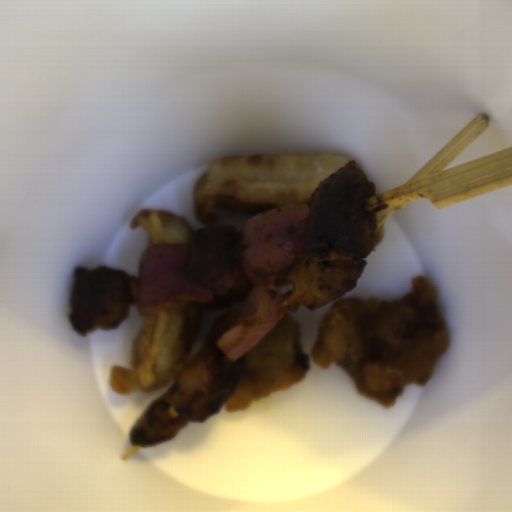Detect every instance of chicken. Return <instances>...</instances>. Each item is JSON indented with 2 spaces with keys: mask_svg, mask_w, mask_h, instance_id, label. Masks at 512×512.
<instances>
[{
  "mask_svg": "<svg viewBox=\"0 0 512 512\" xmlns=\"http://www.w3.org/2000/svg\"><path fill=\"white\" fill-rule=\"evenodd\" d=\"M448 343L437 284L421 273L401 298L355 295L330 302L319 320L311 360L345 370L357 393L386 408L406 387L428 381Z\"/></svg>",
  "mask_w": 512,
  "mask_h": 512,
  "instance_id": "1",
  "label": "chicken"
},
{
  "mask_svg": "<svg viewBox=\"0 0 512 512\" xmlns=\"http://www.w3.org/2000/svg\"><path fill=\"white\" fill-rule=\"evenodd\" d=\"M245 357L246 367L224 404L225 411L236 412L278 389H289L303 379L310 366L299 325L288 314L279 317L276 325Z\"/></svg>",
  "mask_w": 512,
  "mask_h": 512,
  "instance_id": "2",
  "label": "chicken"
}]
</instances>
